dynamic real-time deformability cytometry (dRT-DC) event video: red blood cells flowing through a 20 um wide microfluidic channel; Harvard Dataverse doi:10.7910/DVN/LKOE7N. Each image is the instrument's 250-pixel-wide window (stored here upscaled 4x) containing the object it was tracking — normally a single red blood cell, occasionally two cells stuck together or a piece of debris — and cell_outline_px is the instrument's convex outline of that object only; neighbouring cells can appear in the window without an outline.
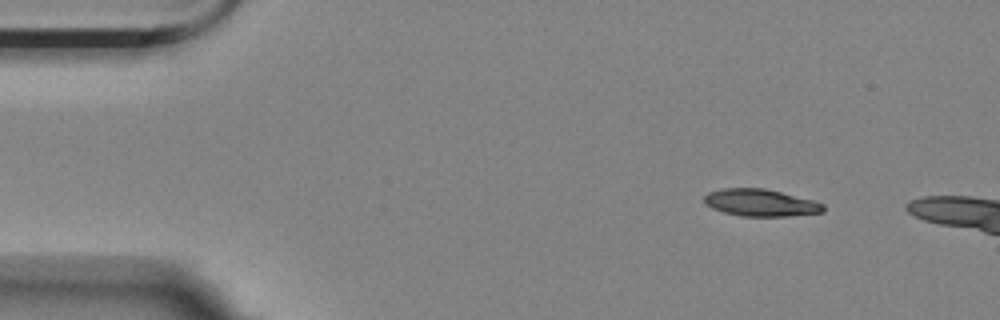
{"species": "Egyptian fruit bat (a non-hibernating species)", "species_latin": "Rousettus aegyptiacus", "temperature_condition": "room temperature", "stored_images_in_passage": 11, "camera_frame_rate_fps": 3000, "um_per_image_px": 0.085, "animal": {"sex": "female"}, "frame": {"image": 1, "passage_image": 1, "time_ms": 0.0, "image_size_px": [1000, 320], "cell_outline_px": [[824, 212], [788, 216], [740, 216], [724, 212], [712, 208], [704, 204], [704, 196], [708, 192], [720, 188], [764, 188], [812, 200], [824, 204]], "centroid_in_image_um": [64.61, 17.23], "position_along_channel_um": 20.4, "area_um2": 18.79}}
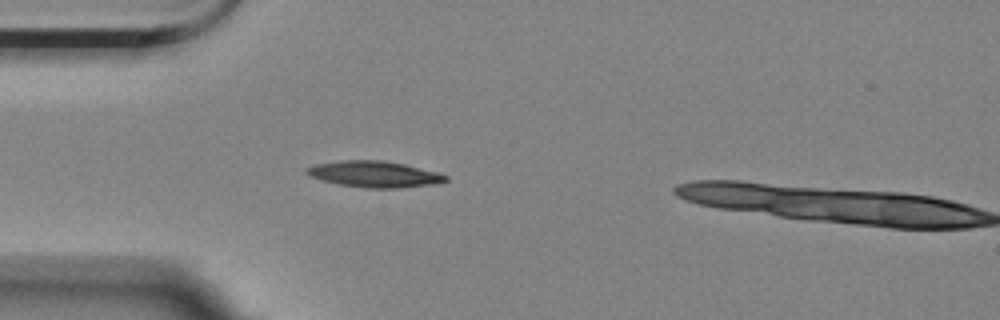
{"frame": {"image": 2, "passage_image": 10, "time_ms": 3.0, "image_size_px": [1000, 320], "cell_outline_px": [[448, 180], [432, 184], [400, 188], [368, 188], [340, 184], [308, 176], [304, 172], [304, 168], [316, 164], [340, 160], [380, 160], [404, 164], [436, 172], [448, 176]], "centroid_in_image_um": [31.77, 14.8], "position_along_channel_um": 53.2, "area_um2": 21.04}}